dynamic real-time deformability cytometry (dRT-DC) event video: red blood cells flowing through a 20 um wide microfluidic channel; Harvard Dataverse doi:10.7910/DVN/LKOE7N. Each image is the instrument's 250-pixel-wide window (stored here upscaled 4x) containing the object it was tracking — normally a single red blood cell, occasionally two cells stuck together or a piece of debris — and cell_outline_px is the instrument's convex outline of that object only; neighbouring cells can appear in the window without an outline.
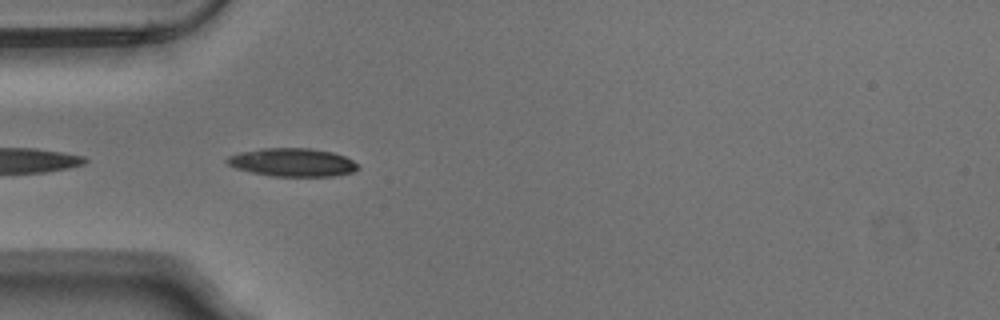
{"species": "Egyptian fruit bat (a non-hibernating species)", "species_latin": "Rousettus aegyptiacus", "temperature_condition": "warm", "stored_images_in_passage": 5, "camera_frame_rate_fps": 3000, "um_per_image_px": 0.085, "animal": {"sex": "male"}, "frame": {"image": 1, "passage_image": 2, "time_ms": 0.333, "image_size_px": [1000, 320], "cell_outline_px": [[360, 168], [352, 172], [332, 176], [272, 176], [252, 172], [236, 168], [228, 164], [224, 160], [228, 156], [240, 152], [264, 148], [308, 148], [332, 152], [344, 156], [352, 160]], "centroid_in_image_um": [24.84, 13.8], "position_along_channel_um": 60.2, "area_um2": 21.39}}